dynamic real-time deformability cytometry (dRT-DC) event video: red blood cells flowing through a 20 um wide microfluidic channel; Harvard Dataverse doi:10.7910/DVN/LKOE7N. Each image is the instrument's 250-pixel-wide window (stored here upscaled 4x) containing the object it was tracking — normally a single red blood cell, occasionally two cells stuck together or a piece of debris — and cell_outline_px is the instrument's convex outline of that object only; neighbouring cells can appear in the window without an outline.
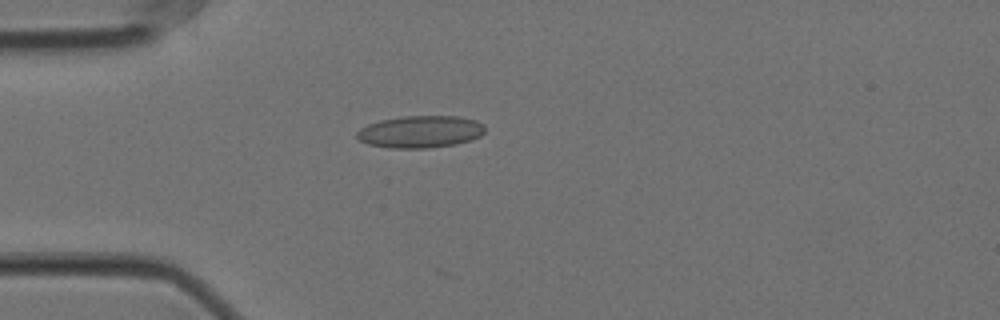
{"species": "Egyptian fruit bat (a non-hibernating species)", "species_latin": "Rousettus aegyptiacus", "temperature_condition": "cold", "stored_images_in_passage": 43, "camera_frame_rate_fps": 3000, "um_per_image_px": 0.085, "animal": {"sex": "female"}, "frame": {"image": 1, "passage_image": 1, "time_ms": 0.0, "image_size_px": [1000, 320], "cell_outline_px": [[484, 132], [480, 136], [472, 140], [456, 144], [428, 148], [388, 148], [368, 144], [360, 140], [356, 136], [356, 132], [360, 128], [368, 124], [380, 120], [404, 116], [460, 116], [476, 120], [484, 124]], "centroid_in_image_um": [35.74, 11.2], "position_along_channel_um": 49.3, "area_um2": 24.16}}
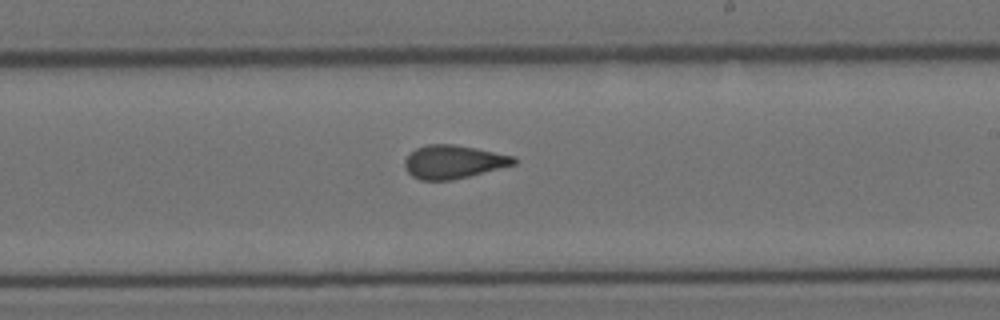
{"frame": {"image": 2, "passage_image": 19, "time_ms": 6.0, "image_size_px": [1000, 320], "cell_outline_px": [[516, 164], [452, 180], [420, 180], [412, 176], [404, 168], [404, 160], [416, 148], [428, 144], [452, 144], [476, 148], [516, 156]], "centroid_in_image_um": [38.53, 13.75], "position_along_channel_um": 250.5, "area_um2": 21.15}}
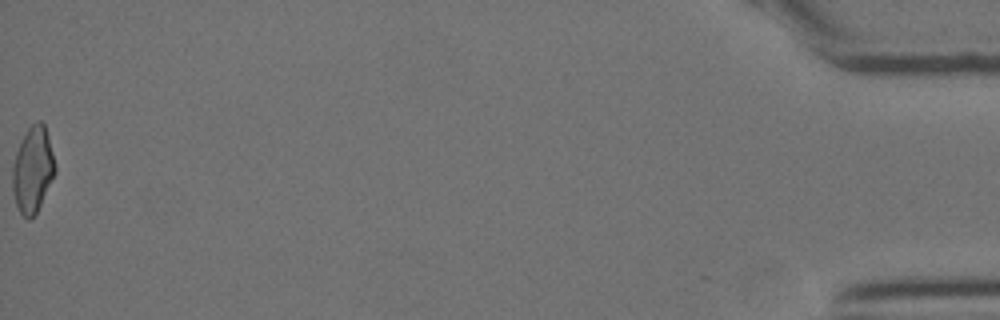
{"frame": {"image": 3, "passage_image": 43, "time_ms": 14.0, "image_size_px": [1000, 320], "cell_outline_px": [[56, 172], [36, 212], [28, 220], [20, 212], [16, 204], [12, 192], [12, 168], [16, 152], [20, 140], [28, 128], [36, 120], [40, 120], [44, 124], [48, 136], [56, 168]], "centroid_in_image_um": [2.77, 14.39], "position_along_channel_um": 432.4, "area_um2": 21.15}, "authors_computed_cell_mechanics": {"area_um2": 21.1548, "velocity_mm_per_s": 3.543, "shape_relaxation_time_tau1_ms": null, "shape_relaxation_time_tau2_ms": 1.6636, "deformation_change_tau1": null, "deformation_change_tau2": 0.0908}}